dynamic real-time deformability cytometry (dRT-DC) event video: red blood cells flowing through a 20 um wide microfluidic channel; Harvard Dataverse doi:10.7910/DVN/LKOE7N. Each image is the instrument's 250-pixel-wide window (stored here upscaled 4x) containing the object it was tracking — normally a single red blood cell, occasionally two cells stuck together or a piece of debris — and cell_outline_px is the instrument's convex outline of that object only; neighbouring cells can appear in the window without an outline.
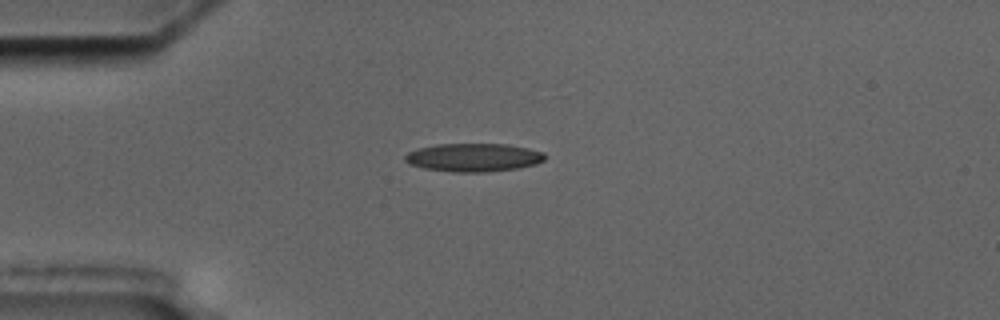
{"species": "common noctule bat (a hibernating species)", "species_latin": "Nyctalus noctula", "temperature_condition": "cold", "stored_images_in_passage": 7, "camera_frame_rate_fps": 3000, "um_per_image_px": 0.085, "animal": {"sex": "male", "body_mass_g": 17.5, "forearm_length_mm": 52.3}, "frame": {"image": 1, "passage_image": 3, "time_ms": 2.333, "image_size_px": [1000, 320], "cell_outline_px": [[544, 160], [536, 164], [516, 168], [484, 172], [452, 172], [424, 168], [408, 164], [404, 160], [404, 156], [408, 152], [420, 148], [436, 144], [508, 144], [528, 148], [544, 152]], "centroid_in_image_um": [40.23, 13.38], "position_along_channel_um": 44.8, "area_um2": 23.0}}
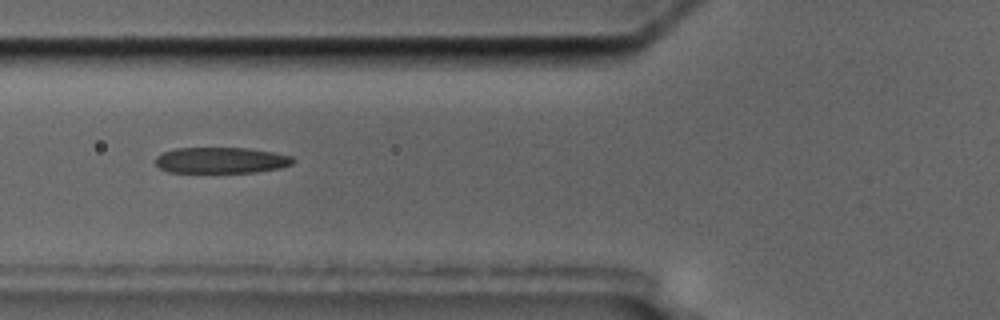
{"frame": {"image": 2, "passage_image": 5, "time_ms": 4.667, "image_size_px": [1000, 320], "cell_outline_px": [[296, 160], [292, 164], [280, 168], [256, 172], [168, 172], [160, 168], [156, 164], [156, 156], [164, 152], [176, 148], [248, 148], [272, 152], [292, 156]], "centroid_in_image_um": [18.81, 13.62], "position_along_channel_um": 107.0, "area_um2": 20.81}}
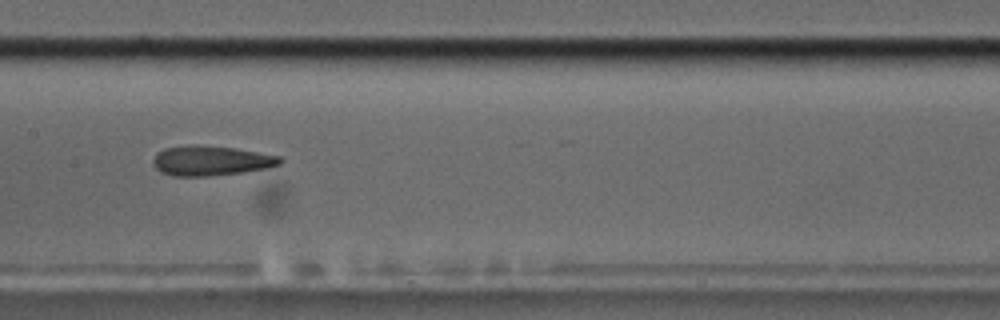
{"frame": {"image": 3, "passage_image": 7, "time_ms": 7.0, "image_size_px": [1000, 320], "cell_outline_px": [[284, 160], [280, 164], [268, 168], [244, 172], [208, 176], [172, 176], [160, 172], [152, 164], [152, 160], [156, 152], [164, 148], [192, 144], [232, 148], [280, 156]], "centroid_in_image_um": [17.89, 13.66], "position_along_channel_um": 189.5, "area_um2": 22.2}}